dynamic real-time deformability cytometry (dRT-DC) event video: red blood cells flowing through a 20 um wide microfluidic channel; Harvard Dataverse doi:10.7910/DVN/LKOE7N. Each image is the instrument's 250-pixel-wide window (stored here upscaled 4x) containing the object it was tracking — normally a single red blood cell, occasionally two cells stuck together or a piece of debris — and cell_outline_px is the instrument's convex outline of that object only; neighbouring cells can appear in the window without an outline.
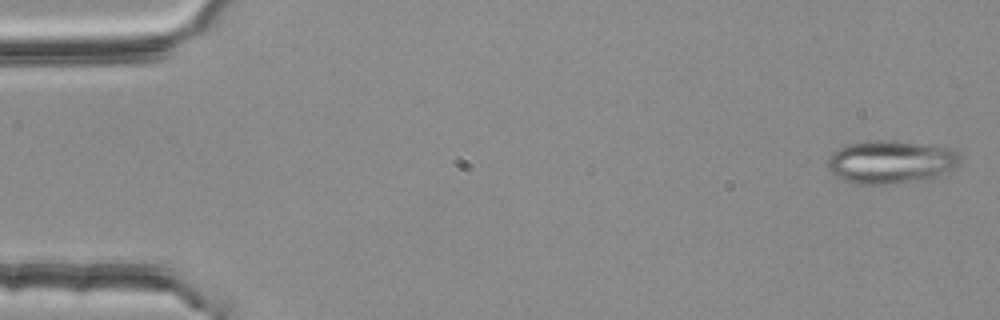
{"species": "common noctule bat (a hibernating species)", "species_latin": "Nyctalus noctula", "temperature_condition": "room temperature", "stored_images_in_passage": 53, "camera_frame_rate_fps": 3000, "um_per_image_px": 0.085, "animal": {"sex": "female", "body_mass_g": 25.1}, "frame": {"image": 1, "passage_image": 1, "time_ms": 0.0, "image_size_px": [1000, 320], "cell_outline_px": [[960, 164], [936, 176], [916, 180], [892, 184], [856, 184], [840, 180], [828, 168], [828, 156], [832, 152], [844, 144], [872, 140], [896, 140], [948, 148], [956, 152], [960, 156]], "centroid_in_image_um": [75.64, 13.75], "position_along_channel_um": 9.4, "area_um2": 33.23}}
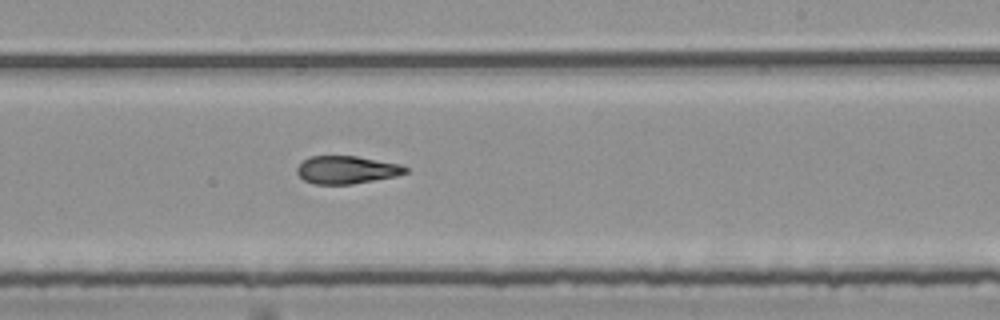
{"frame": {"image": 2, "passage_image": 32, "time_ms": 10.333, "image_size_px": [1000, 320], "cell_outline_px": [[408, 172], [396, 176], [352, 184], [312, 184], [304, 180], [296, 172], [296, 168], [308, 156], [356, 156], [400, 164], [408, 168]], "centroid_in_image_um": [29.45, 14.43], "position_along_channel_um": 259.5, "area_um2": 17.57}}
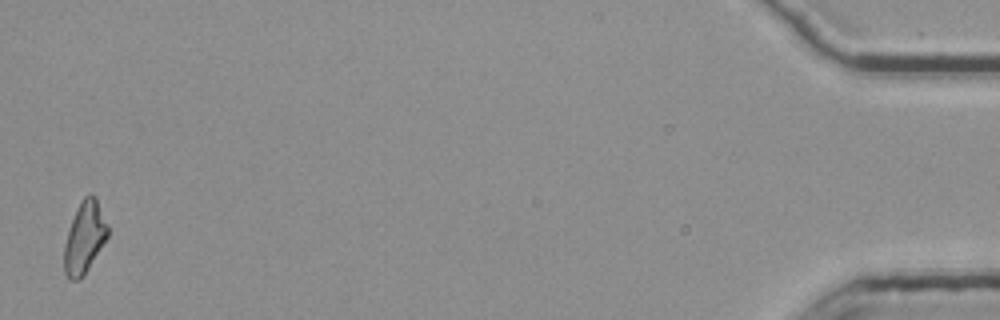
{"frame": {"image": 3, "passage_image": 53, "time_ms": 17.333, "image_size_px": [1000, 320], "cell_outline_px": [[108, 236], [84, 276], [80, 280], [68, 280], [64, 272], [64, 244], [76, 208], [80, 200], [84, 196], [96, 196], [108, 224]], "centroid_in_image_um": [7.18, 20.21], "position_along_channel_um": 428.0, "area_um2": 18.26}, "authors_computed_cell_mechanics": {"area_um2": 18.4382, "velocity_mm_per_s": 3.7958, "shape_relaxation_time_tau1_ms": null, "shape_relaxation_time_tau2_ms": 2.7288, "deformation_change_tau1": null, "deformation_change_tau2": 0.1086}}